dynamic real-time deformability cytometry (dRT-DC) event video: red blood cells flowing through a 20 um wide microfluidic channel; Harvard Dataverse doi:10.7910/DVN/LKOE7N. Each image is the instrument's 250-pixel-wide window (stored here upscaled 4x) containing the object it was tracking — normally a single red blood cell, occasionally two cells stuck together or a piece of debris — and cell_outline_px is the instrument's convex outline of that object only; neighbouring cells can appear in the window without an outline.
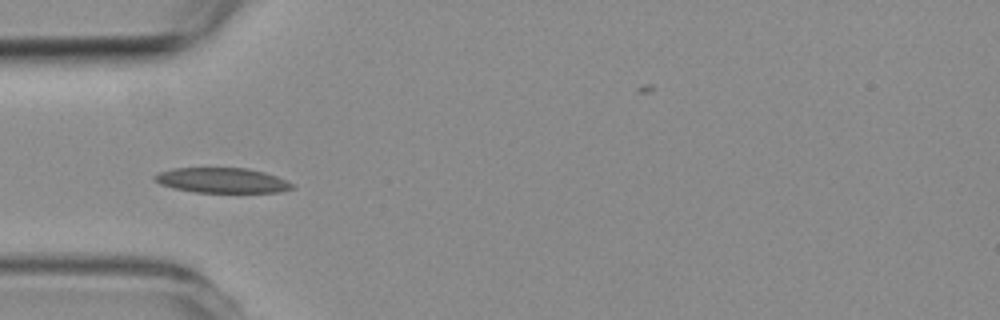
{"species": "common noctule bat (a hibernating species)", "species_latin": "Nyctalus noctula", "temperature_condition": "room temperature", "stored_images_in_passage": 5, "camera_frame_rate_fps": 3000, "um_per_image_px": 0.085, "animal": {"sex": "female", "body_mass_g": 19.3, "forearm_length_mm": 54.1}, "frame": {"image": 1, "passage_image": 3, "time_ms": 3.0, "image_size_px": [1000, 320], "cell_outline_px": [[296, 188], [276, 192], [196, 192], [172, 188], [160, 184], [152, 180], [152, 176], [160, 172], [172, 168], [248, 168], [264, 172], [276, 176], [292, 184]], "centroid_in_image_um": [18.82, 15.33], "position_along_channel_um": 66.2, "area_um2": 20.06}}
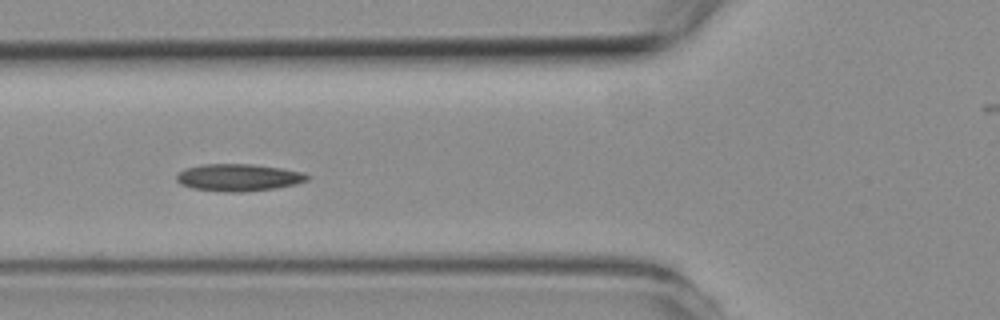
{"frame": {"image": 2, "passage_image": 4, "time_ms": 4.0, "image_size_px": [1000, 320], "cell_outline_px": [[312, 176], [308, 180], [296, 184], [276, 188], [244, 192], [224, 192], [192, 188], [180, 184], [176, 180], [176, 176], [184, 168], [204, 164], [252, 164], [280, 168], [304, 172]], "centroid_in_image_um": [20.29, 15.09], "position_along_channel_um": 105.5, "area_um2": 20.87}}
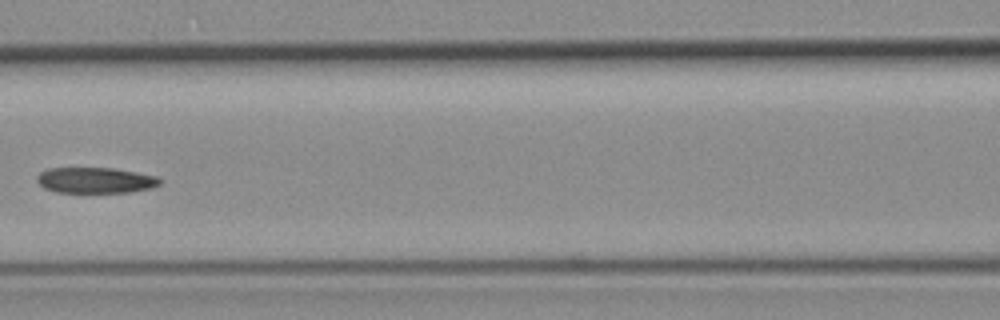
{"frame": {"image": 3, "passage_image": 5, "time_ms": 5.333, "image_size_px": [1000, 320], "cell_outline_px": [[164, 180], [160, 184], [152, 188], [132, 192], [56, 192], [44, 188], [36, 180], [36, 176], [40, 172], [48, 168], [116, 168], [160, 176]], "centroid_in_image_um": [8.18, 15.31], "position_along_channel_um": 158.4, "area_um2": 18.79}}